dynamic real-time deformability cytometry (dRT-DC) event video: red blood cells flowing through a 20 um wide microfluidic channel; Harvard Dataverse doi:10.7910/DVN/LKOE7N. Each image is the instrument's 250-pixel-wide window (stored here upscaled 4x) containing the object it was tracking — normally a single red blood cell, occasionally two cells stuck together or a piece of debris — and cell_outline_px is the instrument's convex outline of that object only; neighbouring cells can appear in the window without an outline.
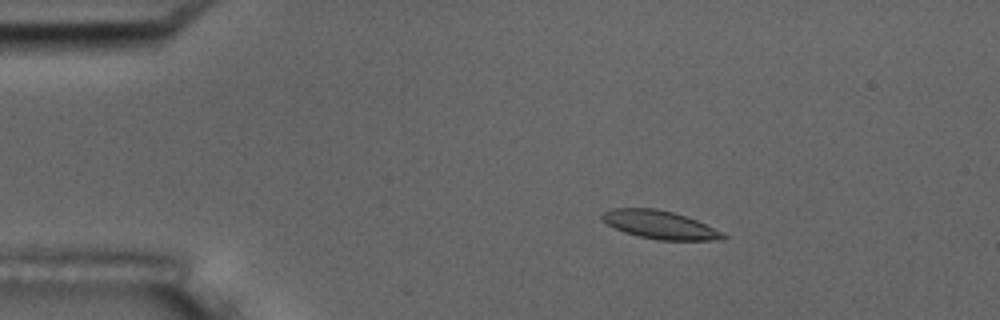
{"species": "common noctule bat (a hibernating species)", "species_latin": "Nyctalus noctula", "temperature_condition": "room temperature", "stored_images_in_passage": 9, "camera_frame_rate_fps": 3000, "um_per_image_px": 0.085, "animal": {"sex": "male", "body_mass_g": 17.5, "forearm_length_mm": 52.3}, "frame": {"image": 1, "passage_image": 2, "time_ms": 1.0, "image_size_px": [1000, 320], "cell_outline_px": [[728, 236], [724, 240], [660, 240], [640, 236], [624, 232], [600, 220], [600, 216], [604, 212], [612, 208], [656, 208], [672, 212], [696, 220], [724, 232]], "centroid_in_image_um": [56.1, 19.11], "position_along_channel_um": 28.9, "area_um2": 19.83}}
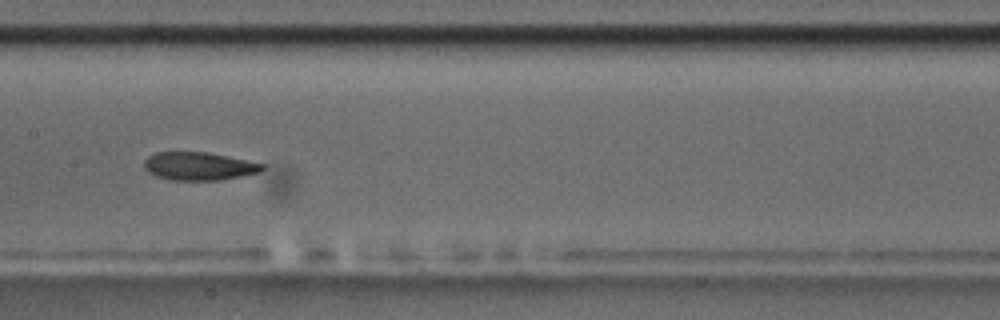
{"frame": {"image": 2, "passage_image": 7, "time_ms": 7.0, "image_size_px": [1000, 320], "cell_outline_px": [[264, 168], [260, 172], [220, 180], [172, 180], [156, 176], [148, 172], [144, 168], [144, 160], [148, 156], [156, 152], [204, 152], [264, 164]], "centroid_in_image_um": [16.85, 14.13], "position_along_channel_um": 190.5, "area_um2": 19.07}}